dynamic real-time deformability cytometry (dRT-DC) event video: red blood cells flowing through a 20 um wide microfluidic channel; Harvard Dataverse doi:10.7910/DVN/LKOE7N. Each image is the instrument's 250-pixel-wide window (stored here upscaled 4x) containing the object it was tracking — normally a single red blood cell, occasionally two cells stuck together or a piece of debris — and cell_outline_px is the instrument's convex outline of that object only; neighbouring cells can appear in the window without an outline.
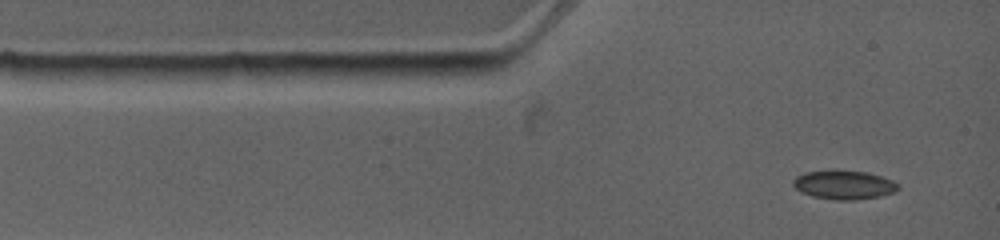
{"species": "common noctule bat (a hibernating species)", "species_latin": "Nyctalus noctula", "temperature_condition": "warm", "stored_images_in_passage": 2, "camera_frame_rate_fps": 4500, "um_per_image_px": 0.085, "animal": {"sex": "female", "body_mass_g": 19.0, "forearm_length_mm": 53.3}, "frame": {"image": 1, "passage_image": 1, "time_ms": 0.0, "image_size_px": [1000, 240], "cell_outline_px": [[900, 188], [896, 192], [880, 196], [856, 200], [832, 200], [812, 196], [796, 188], [792, 184], [792, 180], [796, 176], [804, 172], [832, 168], [864, 172], [880, 176], [892, 180], [900, 184]], "centroid_in_image_um": [71.73, 15.69], "position_along_channel_um": 13.3, "area_um2": 18.15}}